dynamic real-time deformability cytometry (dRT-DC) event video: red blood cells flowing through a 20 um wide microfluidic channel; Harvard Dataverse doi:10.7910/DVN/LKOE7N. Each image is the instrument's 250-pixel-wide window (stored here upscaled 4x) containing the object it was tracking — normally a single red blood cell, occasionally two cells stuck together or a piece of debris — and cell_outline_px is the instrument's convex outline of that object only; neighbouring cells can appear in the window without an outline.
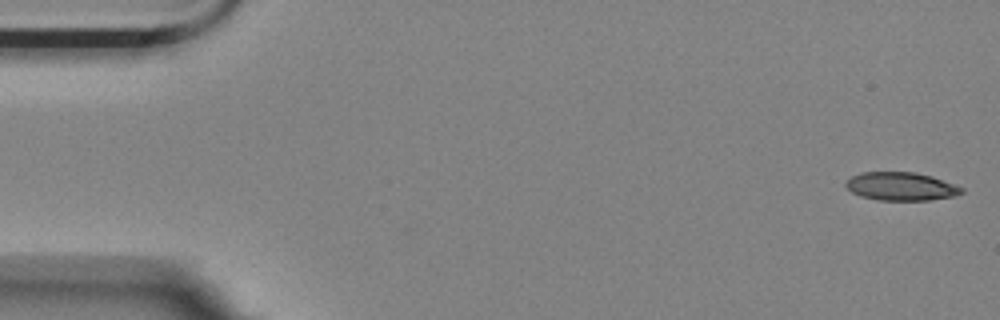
{"species": "Egyptian fruit bat (a non-hibernating species)", "species_latin": "Rousettus aegyptiacus", "temperature_condition": "room temperature", "stored_images_in_passage": 19, "camera_frame_rate_fps": 3000, "um_per_image_px": 0.085, "animal": {"sex": "female"}, "frame": {"image": 1, "passage_image": 1, "time_ms": 0.0, "image_size_px": [1000, 320], "cell_outline_px": [[964, 192], [956, 196], [928, 200], [880, 200], [860, 196], [852, 192], [844, 184], [852, 176], [860, 172], [916, 172], [932, 176], [964, 188]], "centroid_in_image_um": [76.61, 15.84], "position_along_channel_um": 8.4, "area_um2": 19.07}}
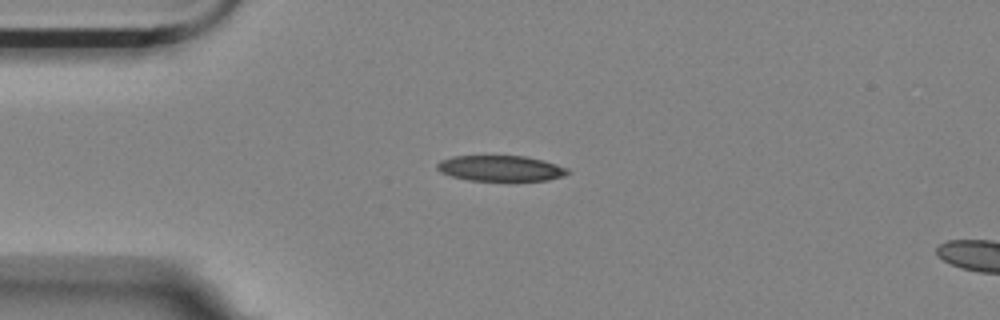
{"frame": {"image": 2, "passage_image": 13, "time_ms": 4.0, "image_size_px": [1000, 320], "cell_outline_px": [[568, 172], [564, 176], [548, 180], [468, 180], [452, 176], [440, 172], [436, 168], [436, 164], [440, 160], [452, 156], [524, 156], [544, 160], [568, 168]], "centroid_in_image_um": [42.53, 14.3], "position_along_channel_um": 42.5, "area_um2": 19.42}}
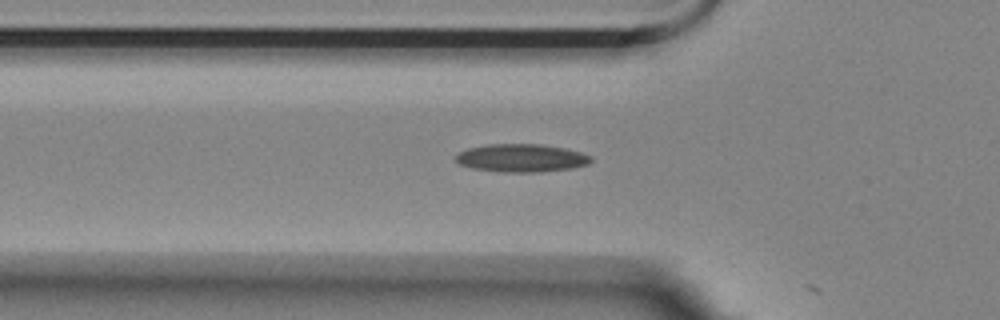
{"frame": {"image": 3, "passage_image": 18, "time_ms": 5.667, "image_size_px": [1000, 320], "cell_outline_px": [[592, 160], [588, 164], [572, 168], [540, 172], [500, 172], [472, 168], [460, 164], [456, 160], [456, 156], [460, 152], [468, 148], [488, 144], [540, 144], [564, 148], [580, 152], [592, 156]], "centroid_in_image_um": [44.33, 13.43], "position_along_channel_um": 81.5, "area_um2": 22.02}}